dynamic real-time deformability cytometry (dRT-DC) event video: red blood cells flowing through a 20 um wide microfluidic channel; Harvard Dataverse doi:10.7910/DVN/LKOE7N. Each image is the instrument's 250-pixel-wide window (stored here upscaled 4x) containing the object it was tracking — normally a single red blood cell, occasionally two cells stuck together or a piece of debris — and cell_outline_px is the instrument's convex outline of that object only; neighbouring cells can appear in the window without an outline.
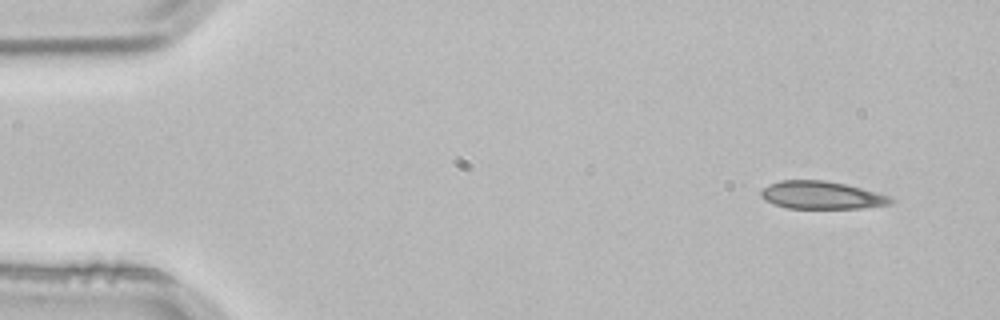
{"species": "common noctule bat (a hibernating species)", "species_latin": "Nyctalus noctula", "temperature_condition": "room temperature", "stored_images_in_passage": 3, "camera_frame_rate_fps": 3000, "um_per_image_px": 0.085, "animal": {"sex": "male", "body_mass_g": 21.5, "forearm_length_mm": 52.0}, "frame": {"image": 1, "passage_image": 1, "time_ms": 0.0, "image_size_px": [1000, 320], "cell_outline_px": [[896, 200], [888, 204], [860, 208], [788, 208], [764, 200], [760, 196], [760, 192], [768, 184], [780, 180], [824, 180], [844, 184], [860, 188], [888, 196]], "centroid_in_image_um": [69.77, 16.58], "position_along_channel_um": 15.2, "area_um2": 20.69}}